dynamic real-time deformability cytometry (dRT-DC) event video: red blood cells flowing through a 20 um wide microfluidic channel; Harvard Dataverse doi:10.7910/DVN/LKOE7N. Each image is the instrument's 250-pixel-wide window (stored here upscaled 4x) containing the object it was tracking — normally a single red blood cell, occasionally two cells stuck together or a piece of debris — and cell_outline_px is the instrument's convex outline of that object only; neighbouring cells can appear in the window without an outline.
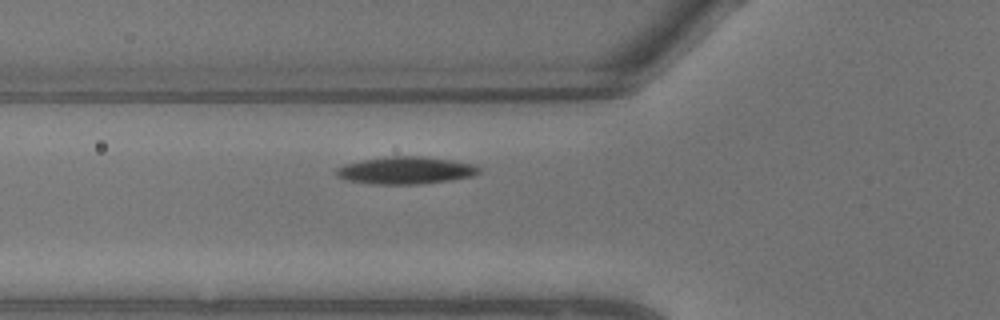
{"species": "common noctule bat (a hibernating species)", "species_latin": "Nyctalus noctula", "temperature_condition": "warm", "stored_images_in_passage": 2, "camera_frame_rate_fps": 3000, "um_per_image_px": 0.085, "animal": {"sex": "male", "body_mass_g": 13.3}, "frame": {"image": 1, "passage_image": 2, "time_ms": 0.333, "image_size_px": [1000, 320], "cell_outline_px": [[480, 172], [472, 176], [452, 180], [420, 184], [368, 184], [348, 180], [336, 176], [336, 168], [344, 164], [364, 160], [388, 156], [420, 156], [452, 160], [476, 164], [480, 168]], "centroid_in_image_um": [34.5, 14.48], "position_along_channel_um": 91.3, "area_um2": 22.83}}